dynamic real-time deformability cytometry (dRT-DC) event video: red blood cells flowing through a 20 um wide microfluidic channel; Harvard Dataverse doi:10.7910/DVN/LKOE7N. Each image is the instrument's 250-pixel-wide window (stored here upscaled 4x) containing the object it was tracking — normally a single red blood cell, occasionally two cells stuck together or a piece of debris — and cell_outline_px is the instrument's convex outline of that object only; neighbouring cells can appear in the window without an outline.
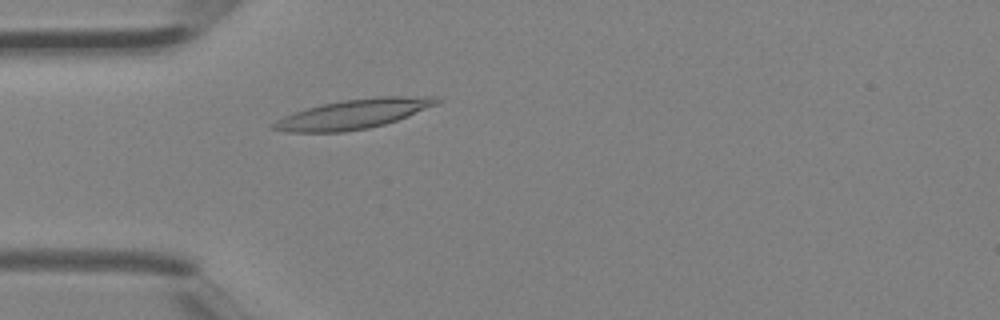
{"species": "Egyptian fruit bat (a non-hibernating species)", "species_latin": "Rousettus aegyptiacus", "temperature_condition": "room temperature", "stored_images_in_passage": 3, "camera_frame_rate_fps": 3000, "um_per_image_px": 0.085, "animal": {"sex": "female"}, "frame": {"image": 1, "passage_image": 3, "time_ms": 0.667, "image_size_px": [1000, 320], "cell_outline_px": [[440, 100], [436, 104], [408, 116], [384, 124], [368, 128], [344, 132], [288, 132], [268, 128], [276, 120], [284, 116], [308, 108], [324, 104], [344, 100], [380, 96], [436, 96]], "centroid_in_image_um": [30.03, 9.7], "position_along_channel_um": 55.0, "area_um2": 27.74}}